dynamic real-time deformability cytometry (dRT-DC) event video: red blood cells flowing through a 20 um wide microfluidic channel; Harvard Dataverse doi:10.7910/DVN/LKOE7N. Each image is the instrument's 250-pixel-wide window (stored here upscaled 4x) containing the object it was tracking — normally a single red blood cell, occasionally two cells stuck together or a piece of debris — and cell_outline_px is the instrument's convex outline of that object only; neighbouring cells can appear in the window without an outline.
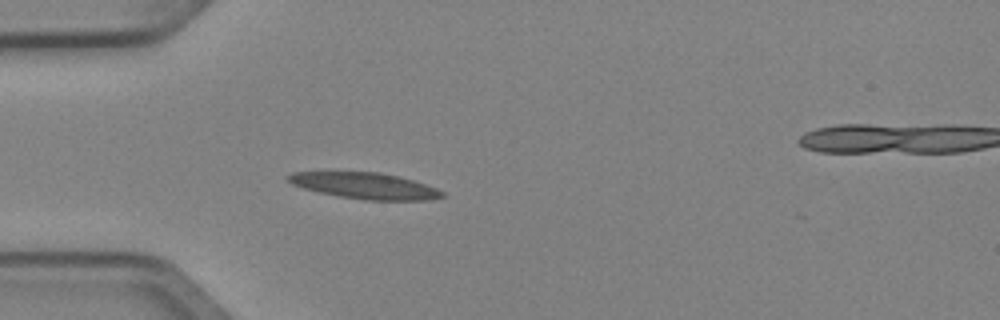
{"species": "Egyptian fruit bat (a non-hibernating species)", "species_latin": "Rousettus aegyptiacus", "temperature_condition": "cold", "stored_images_in_passage": 3, "camera_frame_rate_fps": 3000, "um_per_image_px": 0.085, "animal": {"sex": "female"}, "frame": {"image": 1, "passage_image": 3, "time_ms": 0.667, "image_size_px": [1000, 320], "cell_outline_px": [[448, 196], [432, 200], [364, 200], [340, 196], [320, 192], [304, 188], [292, 184], [288, 180], [288, 176], [292, 172], [380, 172], [412, 180], [436, 188], [444, 192]], "centroid_in_image_um": [31.08, 15.8], "position_along_channel_um": 53.9, "area_um2": 23.29}}